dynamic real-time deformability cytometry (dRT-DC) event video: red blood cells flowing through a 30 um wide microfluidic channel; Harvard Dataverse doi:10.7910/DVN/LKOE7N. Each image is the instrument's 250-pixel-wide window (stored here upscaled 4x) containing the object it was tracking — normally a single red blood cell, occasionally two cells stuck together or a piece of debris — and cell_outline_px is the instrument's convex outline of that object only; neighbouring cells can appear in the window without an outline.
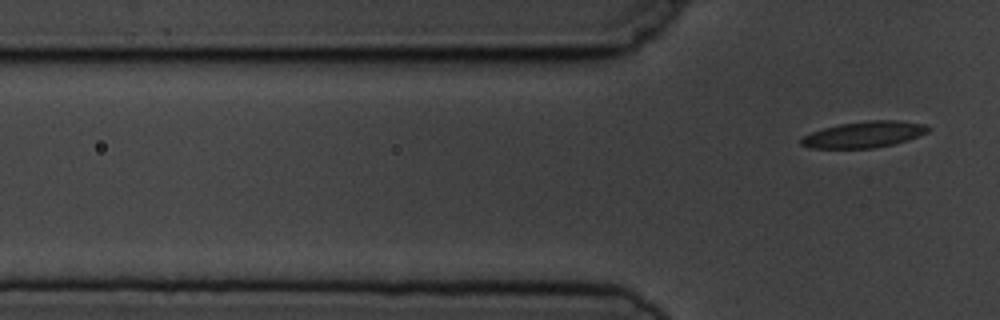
{"species": "common noctule bat (a hibernating species)", "species_latin": "Nyctalus noctula", "temperature_condition": "cold", "stored_images_in_passage": 6, "segment_of_instrument_passage": [2, 2], "camera_frame_rate_fps": 3000, "um_per_image_px": 0.085, "animal": {"sex": "male", "body_mass_g": 19.5, "forearm_length_mm": 54.6}, "frame": {"image": 1, "passage_image": 6, "time_ms": 6.667, "image_size_px": [1000, 320], "cell_outline_px": [[932, 128], [928, 132], [908, 140], [892, 144], [872, 148], [812, 148], [800, 144], [800, 140], [804, 136], [812, 132], [824, 128], [840, 124], [868, 120], [896, 120], [924, 124]], "centroid_in_image_um": [73.47, 11.43], "position_along_channel_um": 52.3, "area_um2": 19.25}}